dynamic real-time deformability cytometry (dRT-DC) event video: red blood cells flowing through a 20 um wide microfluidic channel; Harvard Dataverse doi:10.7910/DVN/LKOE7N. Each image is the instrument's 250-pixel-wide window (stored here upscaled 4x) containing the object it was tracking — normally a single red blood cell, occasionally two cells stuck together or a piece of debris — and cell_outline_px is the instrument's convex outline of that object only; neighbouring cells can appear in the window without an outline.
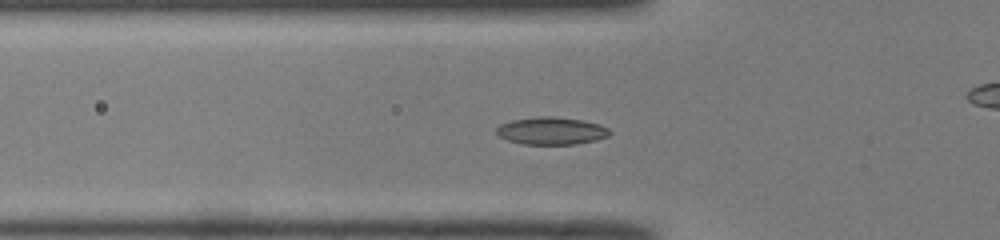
{"species": "common noctule bat (a hibernating species)", "species_latin": "Nyctalus noctula", "temperature_condition": "room temperature", "stored_images_in_passage": 43, "camera_frame_rate_fps": 3000, "um_per_image_px": 0.085, "animal": {"sex": "male", "body_mass_g": 19.0, "forearm_length_mm": 50.8}, "frame": {"image": 1, "passage_image": 9, "time_ms": 2.667, "image_size_px": [1000, 240], "cell_outline_px": [[612, 132], [608, 136], [596, 140], [576, 144], [524, 144], [508, 140], [500, 136], [496, 132], [496, 128], [500, 124], [512, 120], [540, 116], [552, 116], [584, 120], [600, 124], [608, 128]], "centroid_in_image_um": [46.9, 11.11], "position_along_channel_um": 78.9, "area_um2": 18.15}}
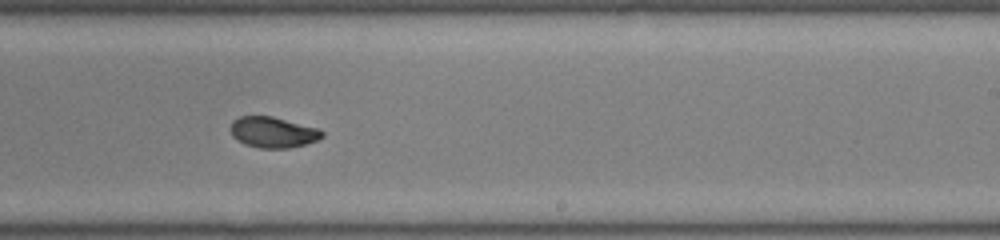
{"frame": {"image": 2, "passage_image": 23, "time_ms": 7.333, "image_size_px": [1000, 240], "cell_outline_px": [[324, 136], [316, 140], [304, 144], [288, 148], [260, 148], [244, 144], [236, 140], [232, 136], [228, 128], [232, 120], [240, 116], [272, 116], [320, 128], [324, 132]], "centroid_in_image_um": [23.17, 11.23], "position_along_channel_um": 265.8, "area_um2": 16.7}}
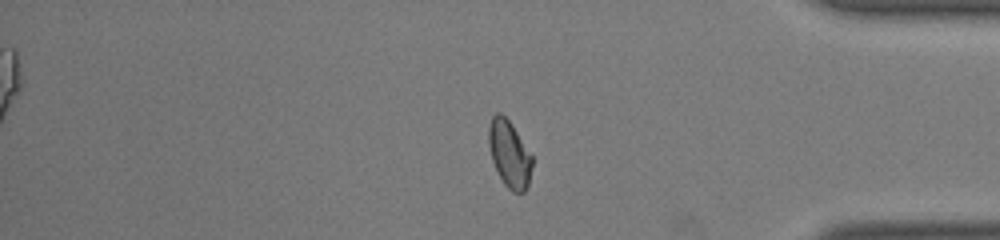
{"frame": {"image": 3, "passage_image": 34, "time_ms": 11.0, "image_size_px": [1000, 240], "cell_outline_px": [[532, 164], [528, 184], [524, 192], [512, 192], [504, 184], [492, 160], [488, 144], [488, 128], [492, 116], [496, 112], [500, 112], [512, 124], [532, 156]], "centroid_in_image_um": [43.28, 13.06], "position_along_channel_um": 391.9, "area_um2": 16.76}, "authors_computed_cell_mechanics": {"area_um2": 16.7042, "velocity_mm_per_s": 4.0131, "shape_relaxation_time_tau1_ms": 6.6724, "shape_relaxation_time_tau2_ms": 1.3895, "deformation_change_tau1": 0.1575, "deformation_change_tau2": 0.0518}}